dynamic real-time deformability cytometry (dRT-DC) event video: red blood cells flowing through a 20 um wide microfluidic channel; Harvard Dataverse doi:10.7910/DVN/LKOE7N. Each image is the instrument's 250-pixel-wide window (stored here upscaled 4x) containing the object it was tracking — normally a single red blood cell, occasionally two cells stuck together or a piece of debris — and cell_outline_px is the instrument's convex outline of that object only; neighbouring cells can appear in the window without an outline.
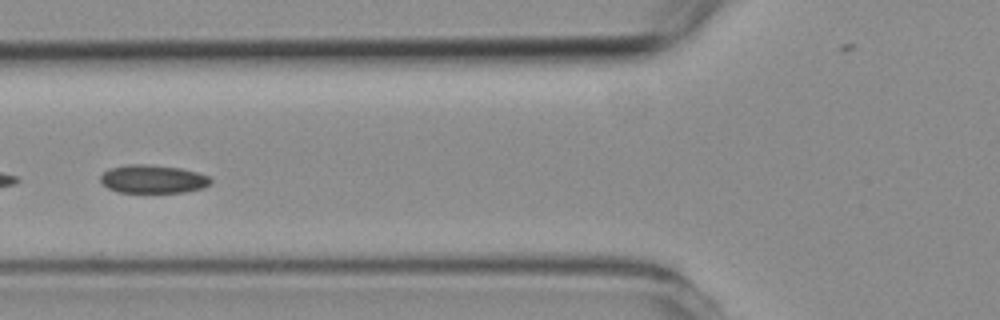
{"species": "common noctule bat (a hibernating species)", "species_latin": "Nyctalus noctula", "temperature_condition": "room temperature", "stored_images_in_passage": 8, "camera_frame_rate_fps": 3000, "um_per_image_px": 0.085, "animal": {"sex": "female", "body_mass_g": 19.3, "forearm_length_mm": 54.1}, "frame": {"image": 1, "passage_image": 6, "time_ms": 6.0, "image_size_px": [1000, 320], "cell_outline_px": [[212, 184], [204, 188], [184, 192], [116, 192], [108, 188], [100, 180], [100, 176], [108, 168], [128, 164], [148, 164], [180, 168], [196, 172], [208, 176], [212, 180]], "centroid_in_image_um": [13.0, 15.22], "position_along_channel_um": 112.8, "area_um2": 18.26}}
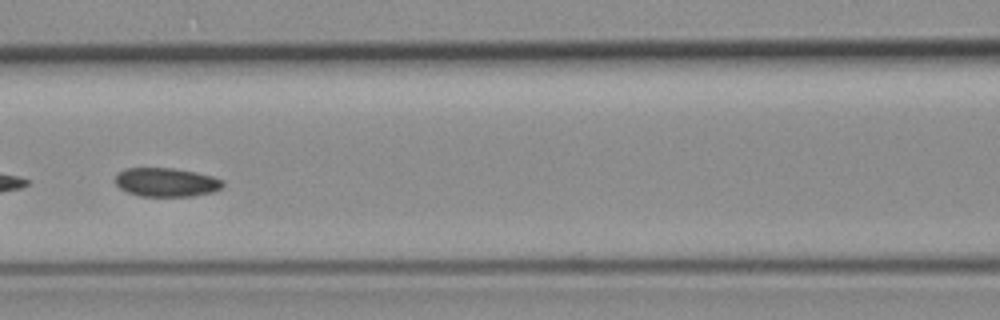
{"frame": {"image": 2, "passage_image": 7, "time_ms": 7.0, "image_size_px": [1000, 320], "cell_outline_px": [[224, 184], [220, 188], [212, 192], [192, 196], [140, 196], [128, 192], [120, 188], [116, 184], [116, 172], [124, 168], [172, 168], [196, 172], [212, 176], [224, 180]], "centroid_in_image_um": [14.12, 15.48], "position_along_channel_um": 152.5, "area_um2": 18.09}}